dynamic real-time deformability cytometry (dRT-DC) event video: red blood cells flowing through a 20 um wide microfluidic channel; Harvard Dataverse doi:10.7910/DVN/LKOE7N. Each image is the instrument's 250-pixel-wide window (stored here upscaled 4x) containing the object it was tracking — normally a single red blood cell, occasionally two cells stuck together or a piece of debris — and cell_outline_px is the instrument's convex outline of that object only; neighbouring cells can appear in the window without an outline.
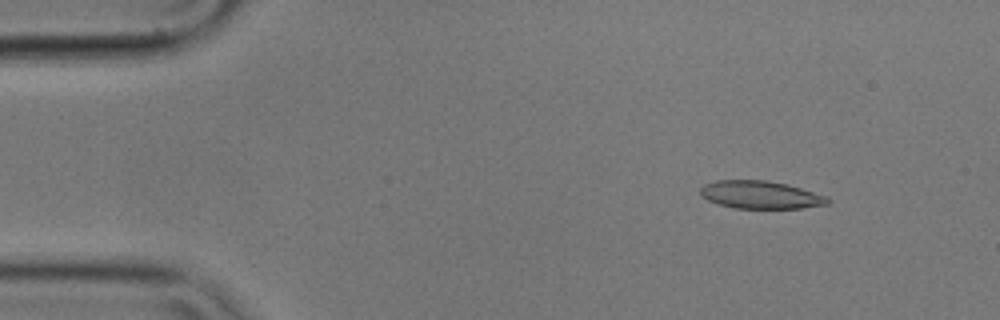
{"species": "common noctule bat (a hibernating species)", "species_latin": "Nyctalus noctula", "temperature_condition": "cold", "stored_images_in_passage": 56, "camera_frame_rate_fps": 3000, "um_per_image_px": 0.085, "animal": {"sex": "male", "body_mass_g": 17.9}, "frame": {"image": 1, "passage_image": 6, "time_ms": 1.667, "image_size_px": [1000, 320], "cell_outline_px": [[832, 200], [828, 204], [800, 208], [736, 208], [720, 204], [708, 200], [700, 192], [700, 188], [704, 184], [716, 180], [768, 180], [788, 184], [828, 196]], "centroid_in_image_um": [64.69, 16.55], "position_along_channel_um": 20.3, "area_um2": 20.63}}
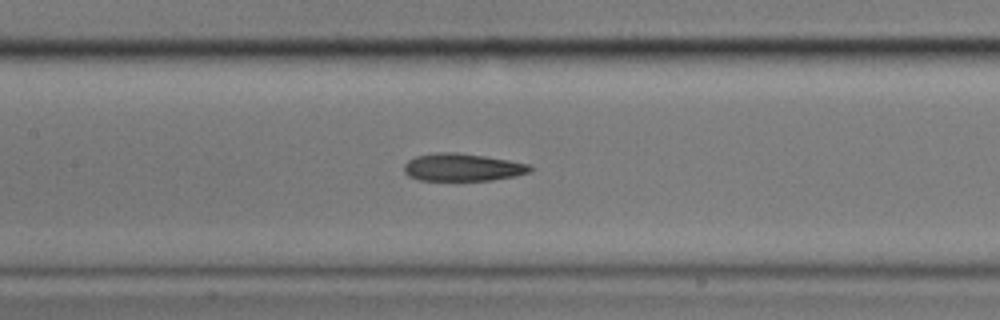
{"frame": {"image": 2, "passage_image": 25, "time_ms": 8.0, "image_size_px": [1000, 320], "cell_outline_px": [[532, 172], [516, 176], [492, 180], [420, 180], [408, 176], [404, 172], [404, 164], [408, 160], [416, 156], [436, 152], [456, 152], [484, 156], [532, 164]], "centroid_in_image_um": [39.33, 14.22], "position_along_channel_um": 168.1, "area_um2": 20.4}}
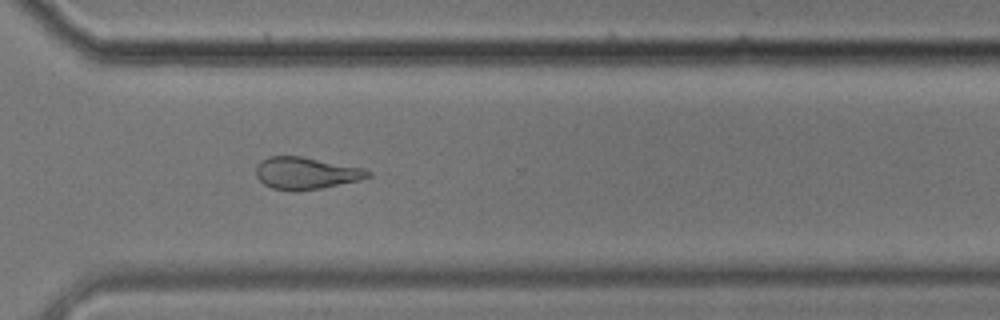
{"frame": {"image": 3, "passage_image": 40, "time_ms": 13.0, "image_size_px": [1000, 320], "cell_outline_px": [[372, 176], [360, 180], [320, 188], [296, 192], [292, 192], [272, 188], [264, 184], [256, 176], [256, 168], [260, 160], [268, 156], [300, 156], [364, 168], [372, 172]], "centroid_in_image_um": [26.0, 14.73], "position_along_channel_um": 344.6, "area_um2": 21.04}, "authors_computed_cell_mechanics": {"area_um2": 21.2993, "velocity_mm_per_s": 3.5338, "shape_relaxation_time_tau1_ms": null, "shape_relaxation_time_tau2_ms": 5.8446, "deformation_change_tau1": null, "deformation_change_tau2": 0.1632}}